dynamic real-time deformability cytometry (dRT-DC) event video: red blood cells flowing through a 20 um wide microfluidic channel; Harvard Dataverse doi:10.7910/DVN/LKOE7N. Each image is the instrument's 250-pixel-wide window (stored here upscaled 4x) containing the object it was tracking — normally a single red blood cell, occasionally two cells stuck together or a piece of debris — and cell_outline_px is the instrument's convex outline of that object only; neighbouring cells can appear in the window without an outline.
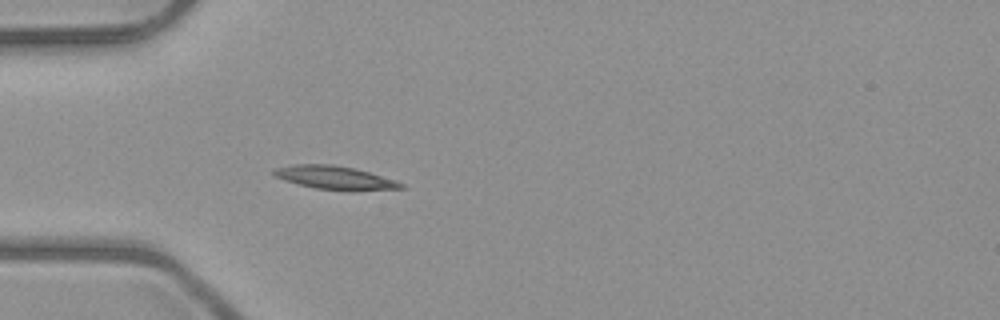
{"species": "common noctule bat (a hibernating species)", "species_latin": "Nyctalus noctula", "temperature_condition": "room temperature", "stored_images_in_passage": 5, "camera_frame_rate_fps": 3000, "um_per_image_px": 0.085, "animal": {"sex": "male", "body_mass_g": 23.1, "forearm_length_mm": 52.7}, "frame": {"image": 1, "passage_image": 5, "time_ms": 4.667, "image_size_px": [1000, 320], "cell_outline_px": [[408, 188], [352, 192], [316, 188], [284, 180], [272, 176], [272, 168], [296, 164], [332, 164], [352, 168], [368, 172], [396, 180], [404, 184]], "centroid_in_image_um": [28.49, 15.12], "position_along_channel_um": 56.5, "area_um2": 17.69}}